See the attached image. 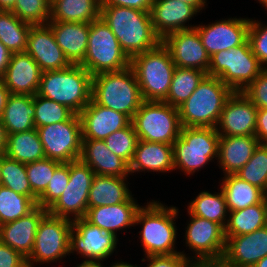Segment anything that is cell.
<instances>
[{
	"label": "cell",
	"instance_id": "40",
	"mask_svg": "<svg viewBox=\"0 0 267 267\" xmlns=\"http://www.w3.org/2000/svg\"><path fill=\"white\" fill-rule=\"evenodd\" d=\"M36 206L32 198L0 185V225L27 215Z\"/></svg>",
	"mask_w": 267,
	"mask_h": 267
},
{
	"label": "cell",
	"instance_id": "42",
	"mask_svg": "<svg viewBox=\"0 0 267 267\" xmlns=\"http://www.w3.org/2000/svg\"><path fill=\"white\" fill-rule=\"evenodd\" d=\"M264 192L267 190V144H259L250 160L236 173Z\"/></svg>",
	"mask_w": 267,
	"mask_h": 267
},
{
	"label": "cell",
	"instance_id": "4",
	"mask_svg": "<svg viewBox=\"0 0 267 267\" xmlns=\"http://www.w3.org/2000/svg\"><path fill=\"white\" fill-rule=\"evenodd\" d=\"M91 99L103 107L127 115L131 120L144 101L130 66L122 71L94 75Z\"/></svg>",
	"mask_w": 267,
	"mask_h": 267
},
{
	"label": "cell",
	"instance_id": "9",
	"mask_svg": "<svg viewBox=\"0 0 267 267\" xmlns=\"http://www.w3.org/2000/svg\"><path fill=\"white\" fill-rule=\"evenodd\" d=\"M130 60L101 17L89 24L86 55L80 65L92 76L104 72L122 71L130 66Z\"/></svg>",
	"mask_w": 267,
	"mask_h": 267
},
{
	"label": "cell",
	"instance_id": "23",
	"mask_svg": "<svg viewBox=\"0 0 267 267\" xmlns=\"http://www.w3.org/2000/svg\"><path fill=\"white\" fill-rule=\"evenodd\" d=\"M42 71L27 52L12 53L2 80L10 94L38 93Z\"/></svg>",
	"mask_w": 267,
	"mask_h": 267
},
{
	"label": "cell",
	"instance_id": "33",
	"mask_svg": "<svg viewBox=\"0 0 267 267\" xmlns=\"http://www.w3.org/2000/svg\"><path fill=\"white\" fill-rule=\"evenodd\" d=\"M100 17V0H55L50 5V20L91 23Z\"/></svg>",
	"mask_w": 267,
	"mask_h": 267
},
{
	"label": "cell",
	"instance_id": "63",
	"mask_svg": "<svg viewBox=\"0 0 267 267\" xmlns=\"http://www.w3.org/2000/svg\"><path fill=\"white\" fill-rule=\"evenodd\" d=\"M0 185H1V154H0Z\"/></svg>",
	"mask_w": 267,
	"mask_h": 267
},
{
	"label": "cell",
	"instance_id": "37",
	"mask_svg": "<svg viewBox=\"0 0 267 267\" xmlns=\"http://www.w3.org/2000/svg\"><path fill=\"white\" fill-rule=\"evenodd\" d=\"M206 76L207 73L199 69L176 67L164 102L178 109Z\"/></svg>",
	"mask_w": 267,
	"mask_h": 267
},
{
	"label": "cell",
	"instance_id": "31",
	"mask_svg": "<svg viewBox=\"0 0 267 267\" xmlns=\"http://www.w3.org/2000/svg\"><path fill=\"white\" fill-rule=\"evenodd\" d=\"M34 96L10 94L1 116L6 135L35 128Z\"/></svg>",
	"mask_w": 267,
	"mask_h": 267
},
{
	"label": "cell",
	"instance_id": "47",
	"mask_svg": "<svg viewBox=\"0 0 267 267\" xmlns=\"http://www.w3.org/2000/svg\"><path fill=\"white\" fill-rule=\"evenodd\" d=\"M248 40L253 54L267 68V25L250 18Z\"/></svg>",
	"mask_w": 267,
	"mask_h": 267
},
{
	"label": "cell",
	"instance_id": "38",
	"mask_svg": "<svg viewBox=\"0 0 267 267\" xmlns=\"http://www.w3.org/2000/svg\"><path fill=\"white\" fill-rule=\"evenodd\" d=\"M31 26L12 11L0 10V42L11 53L26 52Z\"/></svg>",
	"mask_w": 267,
	"mask_h": 267
},
{
	"label": "cell",
	"instance_id": "59",
	"mask_svg": "<svg viewBox=\"0 0 267 267\" xmlns=\"http://www.w3.org/2000/svg\"><path fill=\"white\" fill-rule=\"evenodd\" d=\"M139 265H133V264H131V263H129V262H124V261H122V259H120V261L118 260V261H115V263H113L112 262V264H110V266H108V267H138ZM139 267H141V266H139Z\"/></svg>",
	"mask_w": 267,
	"mask_h": 267
},
{
	"label": "cell",
	"instance_id": "12",
	"mask_svg": "<svg viewBox=\"0 0 267 267\" xmlns=\"http://www.w3.org/2000/svg\"><path fill=\"white\" fill-rule=\"evenodd\" d=\"M185 224V246L192 251L191 261L196 267L203 263L221 261L226 247L224 228L213 221L191 215Z\"/></svg>",
	"mask_w": 267,
	"mask_h": 267
},
{
	"label": "cell",
	"instance_id": "14",
	"mask_svg": "<svg viewBox=\"0 0 267 267\" xmlns=\"http://www.w3.org/2000/svg\"><path fill=\"white\" fill-rule=\"evenodd\" d=\"M36 129L46 158L60 163H69L80 158L82 131L78 114H75L70 120Z\"/></svg>",
	"mask_w": 267,
	"mask_h": 267
},
{
	"label": "cell",
	"instance_id": "24",
	"mask_svg": "<svg viewBox=\"0 0 267 267\" xmlns=\"http://www.w3.org/2000/svg\"><path fill=\"white\" fill-rule=\"evenodd\" d=\"M132 195L126 202L116 205L90 207L87 209L85 219L107 233L123 232L135 226L136 215L142 207Z\"/></svg>",
	"mask_w": 267,
	"mask_h": 267
},
{
	"label": "cell",
	"instance_id": "34",
	"mask_svg": "<svg viewBox=\"0 0 267 267\" xmlns=\"http://www.w3.org/2000/svg\"><path fill=\"white\" fill-rule=\"evenodd\" d=\"M4 154L23 164L46 158L36 128L7 135Z\"/></svg>",
	"mask_w": 267,
	"mask_h": 267
},
{
	"label": "cell",
	"instance_id": "48",
	"mask_svg": "<svg viewBox=\"0 0 267 267\" xmlns=\"http://www.w3.org/2000/svg\"><path fill=\"white\" fill-rule=\"evenodd\" d=\"M242 93L257 109H267V68Z\"/></svg>",
	"mask_w": 267,
	"mask_h": 267
},
{
	"label": "cell",
	"instance_id": "7",
	"mask_svg": "<svg viewBox=\"0 0 267 267\" xmlns=\"http://www.w3.org/2000/svg\"><path fill=\"white\" fill-rule=\"evenodd\" d=\"M130 67L135 73L144 101H164L167 98L176 65L162 42L132 57Z\"/></svg>",
	"mask_w": 267,
	"mask_h": 267
},
{
	"label": "cell",
	"instance_id": "35",
	"mask_svg": "<svg viewBox=\"0 0 267 267\" xmlns=\"http://www.w3.org/2000/svg\"><path fill=\"white\" fill-rule=\"evenodd\" d=\"M267 226V205L265 200L241 210L229 211L224 228L225 236H239L252 233Z\"/></svg>",
	"mask_w": 267,
	"mask_h": 267
},
{
	"label": "cell",
	"instance_id": "46",
	"mask_svg": "<svg viewBox=\"0 0 267 267\" xmlns=\"http://www.w3.org/2000/svg\"><path fill=\"white\" fill-rule=\"evenodd\" d=\"M69 182V163H61L54 171L46 190L38 197L37 205L49 209L61 196Z\"/></svg>",
	"mask_w": 267,
	"mask_h": 267
},
{
	"label": "cell",
	"instance_id": "3",
	"mask_svg": "<svg viewBox=\"0 0 267 267\" xmlns=\"http://www.w3.org/2000/svg\"><path fill=\"white\" fill-rule=\"evenodd\" d=\"M92 75L80 64L41 74L38 95L79 114L91 101Z\"/></svg>",
	"mask_w": 267,
	"mask_h": 267
},
{
	"label": "cell",
	"instance_id": "26",
	"mask_svg": "<svg viewBox=\"0 0 267 267\" xmlns=\"http://www.w3.org/2000/svg\"><path fill=\"white\" fill-rule=\"evenodd\" d=\"M79 159L90 166L95 175L130 176L129 165L115 155L104 140L82 139Z\"/></svg>",
	"mask_w": 267,
	"mask_h": 267
},
{
	"label": "cell",
	"instance_id": "27",
	"mask_svg": "<svg viewBox=\"0 0 267 267\" xmlns=\"http://www.w3.org/2000/svg\"><path fill=\"white\" fill-rule=\"evenodd\" d=\"M174 170L173 147L170 144L138 140L132 161L130 175L140 172L169 173Z\"/></svg>",
	"mask_w": 267,
	"mask_h": 267
},
{
	"label": "cell",
	"instance_id": "17",
	"mask_svg": "<svg viewBox=\"0 0 267 267\" xmlns=\"http://www.w3.org/2000/svg\"><path fill=\"white\" fill-rule=\"evenodd\" d=\"M257 110L242 92H233L222 109L216 131L219 136H255Z\"/></svg>",
	"mask_w": 267,
	"mask_h": 267
},
{
	"label": "cell",
	"instance_id": "30",
	"mask_svg": "<svg viewBox=\"0 0 267 267\" xmlns=\"http://www.w3.org/2000/svg\"><path fill=\"white\" fill-rule=\"evenodd\" d=\"M127 177L95 175L89 190L88 208L126 202L132 192Z\"/></svg>",
	"mask_w": 267,
	"mask_h": 267
},
{
	"label": "cell",
	"instance_id": "16",
	"mask_svg": "<svg viewBox=\"0 0 267 267\" xmlns=\"http://www.w3.org/2000/svg\"><path fill=\"white\" fill-rule=\"evenodd\" d=\"M227 19V20H226ZM250 19L248 17H230L215 20L214 23L195 26L202 45L211 57L222 50H229L244 44L248 40Z\"/></svg>",
	"mask_w": 267,
	"mask_h": 267
},
{
	"label": "cell",
	"instance_id": "50",
	"mask_svg": "<svg viewBox=\"0 0 267 267\" xmlns=\"http://www.w3.org/2000/svg\"><path fill=\"white\" fill-rule=\"evenodd\" d=\"M0 267H28L26 258L0 241Z\"/></svg>",
	"mask_w": 267,
	"mask_h": 267
},
{
	"label": "cell",
	"instance_id": "62",
	"mask_svg": "<svg viewBox=\"0 0 267 267\" xmlns=\"http://www.w3.org/2000/svg\"><path fill=\"white\" fill-rule=\"evenodd\" d=\"M257 2L260 3V5L262 4L263 7H265V11L267 10V0H256Z\"/></svg>",
	"mask_w": 267,
	"mask_h": 267
},
{
	"label": "cell",
	"instance_id": "32",
	"mask_svg": "<svg viewBox=\"0 0 267 267\" xmlns=\"http://www.w3.org/2000/svg\"><path fill=\"white\" fill-rule=\"evenodd\" d=\"M219 184L226 199L228 211H237L265 200V192L242 180L236 174L224 175Z\"/></svg>",
	"mask_w": 267,
	"mask_h": 267
},
{
	"label": "cell",
	"instance_id": "18",
	"mask_svg": "<svg viewBox=\"0 0 267 267\" xmlns=\"http://www.w3.org/2000/svg\"><path fill=\"white\" fill-rule=\"evenodd\" d=\"M162 43L170 51L176 67L194 68L208 73L210 56L195 29L170 33Z\"/></svg>",
	"mask_w": 267,
	"mask_h": 267
},
{
	"label": "cell",
	"instance_id": "25",
	"mask_svg": "<svg viewBox=\"0 0 267 267\" xmlns=\"http://www.w3.org/2000/svg\"><path fill=\"white\" fill-rule=\"evenodd\" d=\"M47 209L36 206L27 215L0 225V241L27 258L33 249L35 235Z\"/></svg>",
	"mask_w": 267,
	"mask_h": 267
},
{
	"label": "cell",
	"instance_id": "51",
	"mask_svg": "<svg viewBox=\"0 0 267 267\" xmlns=\"http://www.w3.org/2000/svg\"><path fill=\"white\" fill-rule=\"evenodd\" d=\"M153 0H100V6H120L150 12Z\"/></svg>",
	"mask_w": 267,
	"mask_h": 267
},
{
	"label": "cell",
	"instance_id": "6",
	"mask_svg": "<svg viewBox=\"0 0 267 267\" xmlns=\"http://www.w3.org/2000/svg\"><path fill=\"white\" fill-rule=\"evenodd\" d=\"M219 138L216 128L182 127L180 136L172 144L174 171L189 177L218 160Z\"/></svg>",
	"mask_w": 267,
	"mask_h": 267
},
{
	"label": "cell",
	"instance_id": "2",
	"mask_svg": "<svg viewBox=\"0 0 267 267\" xmlns=\"http://www.w3.org/2000/svg\"><path fill=\"white\" fill-rule=\"evenodd\" d=\"M100 17L130 59L162 42L154 30L150 12L120 6H100Z\"/></svg>",
	"mask_w": 267,
	"mask_h": 267
},
{
	"label": "cell",
	"instance_id": "61",
	"mask_svg": "<svg viewBox=\"0 0 267 267\" xmlns=\"http://www.w3.org/2000/svg\"><path fill=\"white\" fill-rule=\"evenodd\" d=\"M252 267H267V256L259 260L254 266Z\"/></svg>",
	"mask_w": 267,
	"mask_h": 267
},
{
	"label": "cell",
	"instance_id": "53",
	"mask_svg": "<svg viewBox=\"0 0 267 267\" xmlns=\"http://www.w3.org/2000/svg\"><path fill=\"white\" fill-rule=\"evenodd\" d=\"M12 53L0 42V78L9 64Z\"/></svg>",
	"mask_w": 267,
	"mask_h": 267
},
{
	"label": "cell",
	"instance_id": "58",
	"mask_svg": "<svg viewBox=\"0 0 267 267\" xmlns=\"http://www.w3.org/2000/svg\"><path fill=\"white\" fill-rule=\"evenodd\" d=\"M16 0H0V10H12Z\"/></svg>",
	"mask_w": 267,
	"mask_h": 267
},
{
	"label": "cell",
	"instance_id": "20",
	"mask_svg": "<svg viewBox=\"0 0 267 267\" xmlns=\"http://www.w3.org/2000/svg\"><path fill=\"white\" fill-rule=\"evenodd\" d=\"M198 13L193 6L180 0H153L150 9L154 30L161 40L170 33L194 29L197 24L189 22Z\"/></svg>",
	"mask_w": 267,
	"mask_h": 267
},
{
	"label": "cell",
	"instance_id": "1",
	"mask_svg": "<svg viewBox=\"0 0 267 267\" xmlns=\"http://www.w3.org/2000/svg\"><path fill=\"white\" fill-rule=\"evenodd\" d=\"M178 209L176 206H167L160 200H151L139 209L135 226L139 224L141 227L138 233L144 257L182 253L191 260L189 253L175 249L178 238L175 222L180 211Z\"/></svg>",
	"mask_w": 267,
	"mask_h": 267
},
{
	"label": "cell",
	"instance_id": "43",
	"mask_svg": "<svg viewBox=\"0 0 267 267\" xmlns=\"http://www.w3.org/2000/svg\"><path fill=\"white\" fill-rule=\"evenodd\" d=\"M138 140L135 128L131 122L127 127L110 134L104 139V142L115 155L122 158L129 165Z\"/></svg>",
	"mask_w": 267,
	"mask_h": 267
},
{
	"label": "cell",
	"instance_id": "52",
	"mask_svg": "<svg viewBox=\"0 0 267 267\" xmlns=\"http://www.w3.org/2000/svg\"><path fill=\"white\" fill-rule=\"evenodd\" d=\"M255 137L260 144H267V109L257 110V126Z\"/></svg>",
	"mask_w": 267,
	"mask_h": 267
},
{
	"label": "cell",
	"instance_id": "29",
	"mask_svg": "<svg viewBox=\"0 0 267 267\" xmlns=\"http://www.w3.org/2000/svg\"><path fill=\"white\" fill-rule=\"evenodd\" d=\"M259 144L255 136H220L217 166L223 175L236 174Z\"/></svg>",
	"mask_w": 267,
	"mask_h": 267
},
{
	"label": "cell",
	"instance_id": "5",
	"mask_svg": "<svg viewBox=\"0 0 267 267\" xmlns=\"http://www.w3.org/2000/svg\"><path fill=\"white\" fill-rule=\"evenodd\" d=\"M234 91L218 77L206 76L179 110L182 127L215 128Z\"/></svg>",
	"mask_w": 267,
	"mask_h": 267
},
{
	"label": "cell",
	"instance_id": "56",
	"mask_svg": "<svg viewBox=\"0 0 267 267\" xmlns=\"http://www.w3.org/2000/svg\"><path fill=\"white\" fill-rule=\"evenodd\" d=\"M102 260H89L83 259L81 263L77 264L75 267H107L103 265Z\"/></svg>",
	"mask_w": 267,
	"mask_h": 267
},
{
	"label": "cell",
	"instance_id": "44",
	"mask_svg": "<svg viewBox=\"0 0 267 267\" xmlns=\"http://www.w3.org/2000/svg\"><path fill=\"white\" fill-rule=\"evenodd\" d=\"M48 0H16L11 10L21 21L31 25H44L50 20Z\"/></svg>",
	"mask_w": 267,
	"mask_h": 267
},
{
	"label": "cell",
	"instance_id": "45",
	"mask_svg": "<svg viewBox=\"0 0 267 267\" xmlns=\"http://www.w3.org/2000/svg\"><path fill=\"white\" fill-rule=\"evenodd\" d=\"M61 163L49 158L26 164L28 181L32 192L39 197L47 188L49 181Z\"/></svg>",
	"mask_w": 267,
	"mask_h": 267
},
{
	"label": "cell",
	"instance_id": "19",
	"mask_svg": "<svg viewBox=\"0 0 267 267\" xmlns=\"http://www.w3.org/2000/svg\"><path fill=\"white\" fill-rule=\"evenodd\" d=\"M225 237L221 261L229 267H252L267 256V226L252 233Z\"/></svg>",
	"mask_w": 267,
	"mask_h": 267
},
{
	"label": "cell",
	"instance_id": "11",
	"mask_svg": "<svg viewBox=\"0 0 267 267\" xmlns=\"http://www.w3.org/2000/svg\"><path fill=\"white\" fill-rule=\"evenodd\" d=\"M71 230L72 220L47 213L39 223L32 252L26 258L28 267L62 263L63 258L70 257Z\"/></svg>",
	"mask_w": 267,
	"mask_h": 267
},
{
	"label": "cell",
	"instance_id": "57",
	"mask_svg": "<svg viewBox=\"0 0 267 267\" xmlns=\"http://www.w3.org/2000/svg\"><path fill=\"white\" fill-rule=\"evenodd\" d=\"M6 140H7V135L4 129V126L1 122L0 118V154H4L5 149H6Z\"/></svg>",
	"mask_w": 267,
	"mask_h": 267
},
{
	"label": "cell",
	"instance_id": "39",
	"mask_svg": "<svg viewBox=\"0 0 267 267\" xmlns=\"http://www.w3.org/2000/svg\"><path fill=\"white\" fill-rule=\"evenodd\" d=\"M1 185L14 192L32 198L36 203L38 197L32 192L27 177L26 164L1 154Z\"/></svg>",
	"mask_w": 267,
	"mask_h": 267
},
{
	"label": "cell",
	"instance_id": "22",
	"mask_svg": "<svg viewBox=\"0 0 267 267\" xmlns=\"http://www.w3.org/2000/svg\"><path fill=\"white\" fill-rule=\"evenodd\" d=\"M78 115L81 121L82 139L104 140L132 122L127 115L103 107L92 99Z\"/></svg>",
	"mask_w": 267,
	"mask_h": 267
},
{
	"label": "cell",
	"instance_id": "49",
	"mask_svg": "<svg viewBox=\"0 0 267 267\" xmlns=\"http://www.w3.org/2000/svg\"><path fill=\"white\" fill-rule=\"evenodd\" d=\"M148 261L146 267H196L193 262L182 253L173 255L148 256L141 260Z\"/></svg>",
	"mask_w": 267,
	"mask_h": 267
},
{
	"label": "cell",
	"instance_id": "28",
	"mask_svg": "<svg viewBox=\"0 0 267 267\" xmlns=\"http://www.w3.org/2000/svg\"><path fill=\"white\" fill-rule=\"evenodd\" d=\"M47 24L52 28L55 41L69 62L80 64L86 55L89 23L49 21Z\"/></svg>",
	"mask_w": 267,
	"mask_h": 267
},
{
	"label": "cell",
	"instance_id": "36",
	"mask_svg": "<svg viewBox=\"0 0 267 267\" xmlns=\"http://www.w3.org/2000/svg\"><path fill=\"white\" fill-rule=\"evenodd\" d=\"M220 191V192H219ZM187 211L194 216L216 222L225 228L228 220V209L223 191H201L188 203Z\"/></svg>",
	"mask_w": 267,
	"mask_h": 267
},
{
	"label": "cell",
	"instance_id": "15",
	"mask_svg": "<svg viewBox=\"0 0 267 267\" xmlns=\"http://www.w3.org/2000/svg\"><path fill=\"white\" fill-rule=\"evenodd\" d=\"M119 239L89 223L85 218L72 220L70 232V254L84 259L106 261L116 249Z\"/></svg>",
	"mask_w": 267,
	"mask_h": 267
},
{
	"label": "cell",
	"instance_id": "60",
	"mask_svg": "<svg viewBox=\"0 0 267 267\" xmlns=\"http://www.w3.org/2000/svg\"><path fill=\"white\" fill-rule=\"evenodd\" d=\"M199 267H229V266L225 265L222 261H215V262L203 263Z\"/></svg>",
	"mask_w": 267,
	"mask_h": 267
},
{
	"label": "cell",
	"instance_id": "21",
	"mask_svg": "<svg viewBox=\"0 0 267 267\" xmlns=\"http://www.w3.org/2000/svg\"><path fill=\"white\" fill-rule=\"evenodd\" d=\"M26 52L39 65L42 72L62 70L71 65L57 45L52 28L48 24L31 26Z\"/></svg>",
	"mask_w": 267,
	"mask_h": 267
},
{
	"label": "cell",
	"instance_id": "8",
	"mask_svg": "<svg viewBox=\"0 0 267 267\" xmlns=\"http://www.w3.org/2000/svg\"><path fill=\"white\" fill-rule=\"evenodd\" d=\"M264 69L247 40L240 46L211 56L207 75L218 77L234 92H243Z\"/></svg>",
	"mask_w": 267,
	"mask_h": 267
},
{
	"label": "cell",
	"instance_id": "55",
	"mask_svg": "<svg viewBox=\"0 0 267 267\" xmlns=\"http://www.w3.org/2000/svg\"><path fill=\"white\" fill-rule=\"evenodd\" d=\"M180 1L193 6L199 13H201L200 12L201 10L202 11L203 9L205 10L206 9L205 7L208 6L207 0H180Z\"/></svg>",
	"mask_w": 267,
	"mask_h": 267
},
{
	"label": "cell",
	"instance_id": "54",
	"mask_svg": "<svg viewBox=\"0 0 267 267\" xmlns=\"http://www.w3.org/2000/svg\"><path fill=\"white\" fill-rule=\"evenodd\" d=\"M9 95H10V92L6 88L2 78H0V118L3 114V110L6 106Z\"/></svg>",
	"mask_w": 267,
	"mask_h": 267
},
{
	"label": "cell",
	"instance_id": "10",
	"mask_svg": "<svg viewBox=\"0 0 267 267\" xmlns=\"http://www.w3.org/2000/svg\"><path fill=\"white\" fill-rule=\"evenodd\" d=\"M132 124L139 140L170 145L182 128L179 110L164 101H143Z\"/></svg>",
	"mask_w": 267,
	"mask_h": 267
},
{
	"label": "cell",
	"instance_id": "13",
	"mask_svg": "<svg viewBox=\"0 0 267 267\" xmlns=\"http://www.w3.org/2000/svg\"><path fill=\"white\" fill-rule=\"evenodd\" d=\"M94 176L92 168L80 159L69 162V182L61 196L47 212L70 220L84 218Z\"/></svg>",
	"mask_w": 267,
	"mask_h": 267
},
{
	"label": "cell",
	"instance_id": "41",
	"mask_svg": "<svg viewBox=\"0 0 267 267\" xmlns=\"http://www.w3.org/2000/svg\"><path fill=\"white\" fill-rule=\"evenodd\" d=\"M34 125L35 128L70 120L75 113L65 105L34 95Z\"/></svg>",
	"mask_w": 267,
	"mask_h": 267
}]
</instances>
